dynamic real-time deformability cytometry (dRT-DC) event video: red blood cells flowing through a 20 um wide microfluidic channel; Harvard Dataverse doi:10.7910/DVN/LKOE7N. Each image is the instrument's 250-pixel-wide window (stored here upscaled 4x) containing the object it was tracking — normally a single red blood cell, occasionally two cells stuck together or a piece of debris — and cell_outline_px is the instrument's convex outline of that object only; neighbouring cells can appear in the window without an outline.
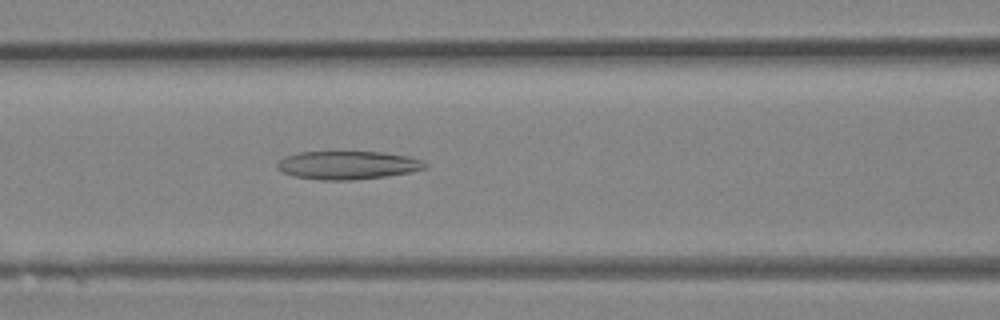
{"species": "Egyptian fruit bat (a non-hibernating species)", "species_latin": "Rousettus aegyptiacus", "temperature_condition": "room temperature", "stored_images_in_passage": 27, "camera_frame_rate_fps": 3000, "um_per_image_px": 0.085, "animal": {"sex": "female"}, "frame": {"image": 1, "passage_image": 6, "time_ms": 1.667, "image_size_px": [1000, 320], "cell_outline_px": [[428, 168], [388, 176], [352, 180], [320, 180], [292, 176], [280, 172], [276, 168], [276, 164], [284, 156], [300, 152], [380, 152], [408, 156], [424, 160], [428, 164]], "centroid_in_image_um": [29.54, 14.04], "position_along_channel_um": 137.1, "area_um2": 24.62}}
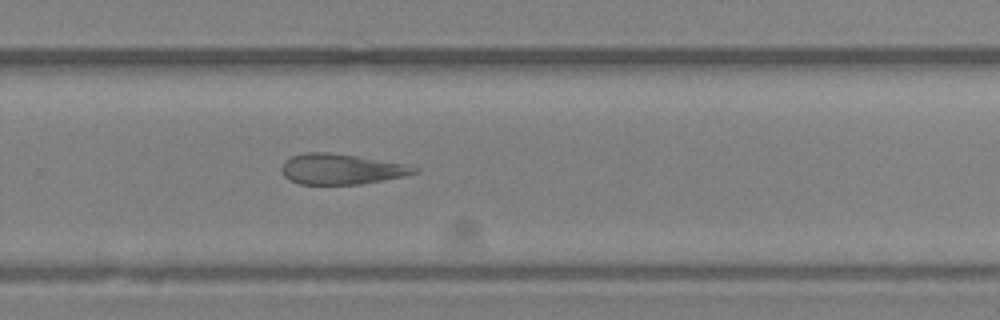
{"frame": {"image": 2, "passage_image": 15, "time_ms": 4.667, "image_size_px": [1000, 320], "cell_outline_px": [[420, 172], [404, 176], [360, 184], [300, 184], [288, 180], [284, 176], [280, 168], [284, 160], [292, 156], [304, 152], [328, 152], [356, 156], [404, 164], [420, 168]], "centroid_in_image_um": [28.97, 14.37], "position_along_channel_um": 300.8, "area_um2": 23.58}}
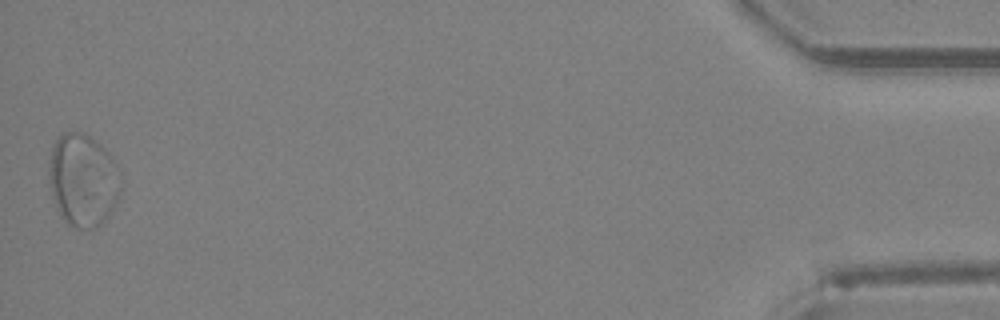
{"frame": {"image": 3, "passage_image": 27, "time_ms": 8.667, "image_size_px": [1000, 320], "cell_outline_px": [[120, 196], [108, 216], [104, 220], [92, 228], [76, 228], [68, 224], [60, 216], [56, 208], [52, 196], [48, 176], [48, 164], [52, 148], [56, 140], [64, 132], [84, 132], [100, 144], [112, 156], [120, 172]], "centroid_in_image_um": [7.04, 15.3], "position_along_channel_um": 428.2, "area_um2": 39.02}}